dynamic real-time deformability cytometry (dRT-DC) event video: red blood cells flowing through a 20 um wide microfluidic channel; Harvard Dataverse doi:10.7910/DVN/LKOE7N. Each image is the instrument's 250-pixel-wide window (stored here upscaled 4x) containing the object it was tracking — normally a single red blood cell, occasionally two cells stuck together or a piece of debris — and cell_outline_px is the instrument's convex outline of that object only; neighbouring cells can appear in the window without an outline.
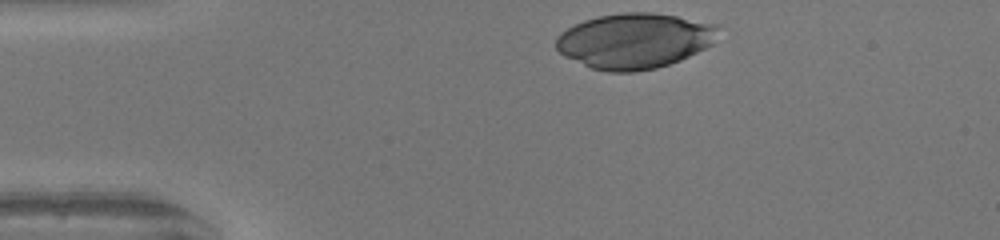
{"species": "human", "species_latin": "Homo sapiens", "temperature_condition": "warm", "stored_images_in_passage": 31, "camera_frame_rate_fps": 3000, "um_per_image_px": 0.085, "donor": {"sex": "female"}, "frame": {"image": 1, "passage_image": 1, "time_ms": 0.0, "image_size_px": [1000, 240], "cell_outline_px": [[720, 24], [712, 44], [680, 60], [656, 68], [636, 72], [608, 72], [592, 68], [564, 56], [556, 48], [556, 36], [560, 32], [584, 20], [596, 16], [624, 12], [652, 12], [676, 16]], "centroid_in_image_um": [53.92, 3.46], "position_along_channel_um": 31.1, "area_um2": 52.31}}
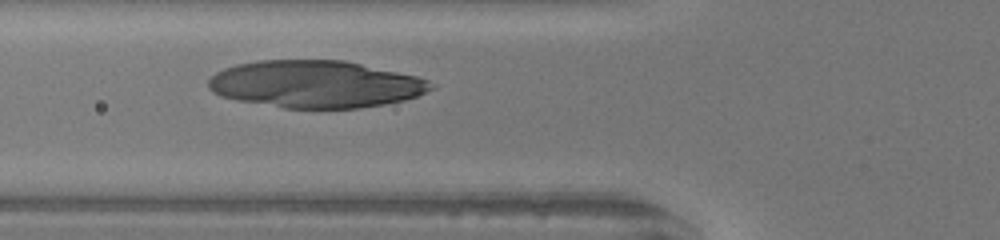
{"frame": {"image": 2, "passage_image": 10, "time_ms": 3.0, "image_size_px": [1000, 240], "cell_outline_px": [[436, 88], [416, 96], [404, 100], [384, 104], [360, 108], [284, 108], [236, 100], [220, 96], [212, 92], [208, 88], [208, 80], [216, 72], [224, 68], [236, 64], [260, 60], [344, 60], [416, 76], [428, 80], [436, 84]], "centroid_in_image_um": [26.81, 7.15], "position_along_channel_um": 99.0, "area_um2": 61.44}}
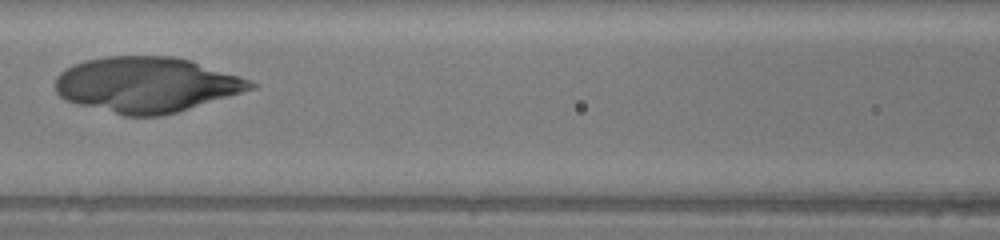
{"frame": {"image": 3, "passage_image": 14, "time_ms": 4.333, "image_size_px": [1000, 240], "cell_outline_px": [[260, 84], [256, 88], [176, 112], [160, 116], [124, 116], [76, 104], [64, 100], [56, 92], [56, 76], [60, 72], [72, 64], [84, 60], [104, 56], [176, 56], [192, 60]], "centroid_in_image_um": [12.41, 7.19], "position_along_channel_um": 154.2, "area_um2": 63.18}}